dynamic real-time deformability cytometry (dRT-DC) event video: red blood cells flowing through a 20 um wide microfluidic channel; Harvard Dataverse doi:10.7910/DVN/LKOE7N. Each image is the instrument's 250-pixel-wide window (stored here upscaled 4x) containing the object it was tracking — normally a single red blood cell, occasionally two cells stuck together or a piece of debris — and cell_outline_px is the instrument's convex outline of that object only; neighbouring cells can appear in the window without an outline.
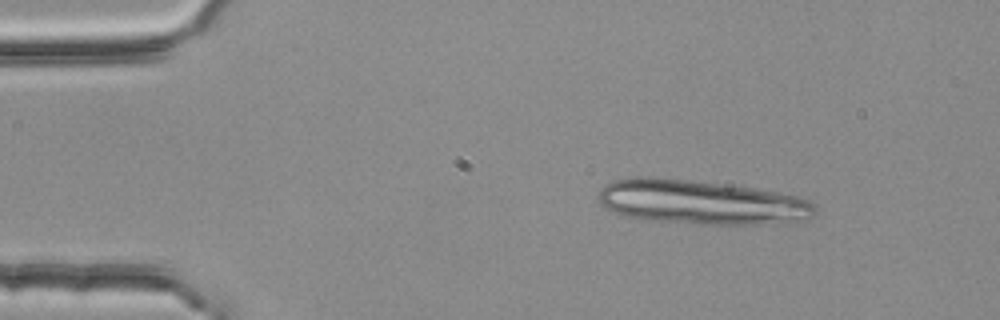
{"species": "common noctule bat (a hibernating species)", "species_latin": "Nyctalus noctula", "temperature_condition": "room temperature", "stored_images_in_passage": 4, "segment_of_instrument_passage": [1, 2], "camera_frame_rate_fps": 3000, "um_per_image_px": 0.085, "animal": {"sex": "female", "body_mass_g": 25.1}, "frame": {"image": 1, "passage_image": 1, "time_ms": 0.0, "image_size_px": [1000, 320], "cell_outline_px": [[816, 212], [804, 220], [784, 224], [704, 224], [652, 220], [628, 216], [612, 212], [600, 204], [600, 188], [604, 184], [616, 180], [636, 176], [652, 176], [720, 184], [752, 188], [800, 196], [808, 200], [816, 208]], "centroid_in_image_um": [59.62, 17.19], "position_along_channel_um": 25.4, "area_um2": 55.78}}